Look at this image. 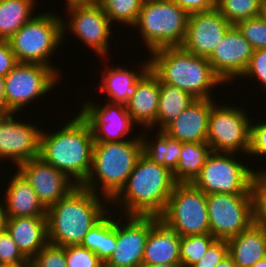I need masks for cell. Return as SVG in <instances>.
<instances>
[{
  "mask_svg": "<svg viewBox=\"0 0 266 267\" xmlns=\"http://www.w3.org/2000/svg\"><path fill=\"white\" fill-rule=\"evenodd\" d=\"M9 181L5 203L8 218L46 217L47 209L18 170Z\"/></svg>",
  "mask_w": 266,
  "mask_h": 267,
  "instance_id": "25",
  "label": "cell"
},
{
  "mask_svg": "<svg viewBox=\"0 0 266 267\" xmlns=\"http://www.w3.org/2000/svg\"><path fill=\"white\" fill-rule=\"evenodd\" d=\"M249 77L250 79L255 77L257 81H260L261 86L266 88V48H261L253 51L249 64L241 75V78Z\"/></svg>",
  "mask_w": 266,
  "mask_h": 267,
  "instance_id": "41",
  "label": "cell"
},
{
  "mask_svg": "<svg viewBox=\"0 0 266 267\" xmlns=\"http://www.w3.org/2000/svg\"><path fill=\"white\" fill-rule=\"evenodd\" d=\"M117 242V221L103 235L100 250L96 253L98 258L105 263L116 249Z\"/></svg>",
  "mask_w": 266,
  "mask_h": 267,
  "instance_id": "43",
  "label": "cell"
},
{
  "mask_svg": "<svg viewBox=\"0 0 266 267\" xmlns=\"http://www.w3.org/2000/svg\"><path fill=\"white\" fill-rule=\"evenodd\" d=\"M255 222L266 224V169L252 171L251 186Z\"/></svg>",
  "mask_w": 266,
  "mask_h": 267,
  "instance_id": "35",
  "label": "cell"
},
{
  "mask_svg": "<svg viewBox=\"0 0 266 267\" xmlns=\"http://www.w3.org/2000/svg\"><path fill=\"white\" fill-rule=\"evenodd\" d=\"M206 197L192 183H177L159 219L180 237L210 233Z\"/></svg>",
  "mask_w": 266,
  "mask_h": 267,
  "instance_id": "8",
  "label": "cell"
},
{
  "mask_svg": "<svg viewBox=\"0 0 266 267\" xmlns=\"http://www.w3.org/2000/svg\"><path fill=\"white\" fill-rule=\"evenodd\" d=\"M145 267H184L182 263H173V264H156L152 266Z\"/></svg>",
  "mask_w": 266,
  "mask_h": 267,
  "instance_id": "50",
  "label": "cell"
},
{
  "mask_svg": "<svg viewBox=\"0 0 266 267\" xmlns=\"http://www.w3.org/2000/svg\"><path fill=\"white\" fill-rule=\"evenodd\" d=\"M173 263H181L180 236L159 219L149 231L142 267Z\"/></svg>",
  "mask_w": 266,
  "mask_h": 267,
  "instance_id": "22",
  "label": "cell"
},
{
  "mask_svg": "<svg viewBox=\"0 0 266 267\" xmlns=\"http://www.w3.org/2000/svg\"><path fill=\"white\" fill-rule=\"evenodd\" d=\"M60 75L50 66L18 62L5 76L7 109L13 113L18 112L28 106L29 102H33V99L46 95L60 80Z\"/></svg>",
  "mask_w": 266,
  "mask_h": 267,
  "instance_id": "11",
  "label": "cell"
},
{
  "mask_svg": "<svg viewBox=\"0 0 266 267\" xmlns=\"http://www.w3.org/2000/svg\"><path fill=\"white\" fill-rule=\"evenodd\" d=\"M176 184L170 169L142 154L125 186L110 203L121 204L124 216H159Z\"/></svg>",
  "mask_w": 266,
  "mask_h": 267,
  "instance_id": "3",
  "label": "cell"
},
{
  "mask_svg": "<svg viewBox=\"0 0 266 267\" xmlns=\"http://www.w3.org/2000/svg\"><path fill=\"white\" fill-rule=\"evenodd\" d=\"M207 143H183L178 165L173 171L177 183H192L211 153Z\"/></svg>",
  "mask_w": 266,
  "mask_h": 267,
  "instance_id": "30",
  "label": "cell"
},
{
  "mask_svg": "<svg viewBox=\"0 0 266 267\" xmlns=\"http://www.w3.org/2000/svg\"><path fill=\"white\" fill-rule=\"evenodd\" d=\"M102 197L78 185L49 207L46 214L48 243L61 247L81 245L86 233L109 213L101 200L110 201Z\"/></svg>",
  "mask_w": 266,
  "mask_h": 267,
  "instance_id": "1",
  "label": "cell"
},
{
  "mask_svg": "<svg viewBox=\"0 0 266 267\" xmlns=\"http://www.w3.org/2000/svg\"><path fill=\"white\" fill-rule=\"evenodd\" d=\"M228 254V241L215 239L208 247L204 256L191 267H216Z\"/></svg>",
  "mask_w": 266,
  "mask_h": 267,
  "instance_id": "40",
  "label": "cell"
},
{
  "mask_svg": "<svg viewBox=\"0 0 266 267\" xmlns=\"http://www.w3.org/2000/svg\"><path fill=\"white\" fill-rule=\"evenodd\" d=\"M236 26L253 50L266 48V17L264 14L239 21Z\"/></svg>",
  "mask_w": 266,
  "mask_h": 267,
  "instance_id": "34",
  "label": "cell"
},
{
  "mask_svg": "<svg viewBox=\"0 0 266 267\" xmlns=\"http://www.w3.org/2000/svg\"><path fill=\"white\" fill-rule=\"evenodd\" d=\"M106 214L84 236L81 246L91 250L95 254L100 250L103 235L114 225V219ZM108 215V216H107Z\"/></svg>",
  "mask_w": 266,
  "mask_h": 267,
  "instance_id": "39",
  "label": "cell"
},
{
  "mask_svg": "<svg viewBox=\"0 0 266 267\" xmlns=\"http://www.w3.org/2000/svg\"><path fill=\"white\" fill-rule=\"evenodd\" d=\"M4 115V113L0 110V118Z\"/></svg>",
  "mask_w": 266,
  "mask_h": 267,
  "instance_id": "56",
  "label": "cell"
},
{
  "mask_svg": "<svg viewBox=\"0 0 266 267\" xmlns=\"http://www.w3.org/2000/svg\"><path fill=\"white\" fill-rule=\"evenodd\" d=\"M17 169L30 183L46 209L66 197L78 186L66 174L40 157L21 163Z\"/></svg>",
  "mask_w": 266,
  "mask_h": 267,
  "instance_id": "16",
  "label": "cell"
},
{
  "mask_svg": "<svg viewBox=\"0 0 266 267\" xmlns=\"http://www.w3.org/2000/svg\"><path fill=\"white\" fill-rule=\"evenodd\" d=\"M17 63L8 41L0 40V75L5 77Z\"/></svg>",
  "mask_w": 266,
  "mask_h": 267,
  "instance_id": "44",
  "label": "cell"
},
{
  "mask_svg": "<svg viewBox=\"0 0 266 267\" xmlns=\"http://www.w3.org/2000/svg\"><path fill=\"white\" fill-rule=\"evenodd\" d=\"M213 99H195L164 130L183 143H207L208 120Z\"/></svg>",
  "mask_w": 266,
  "mask_h": 267,
  "instance_id": "20",
  "label": "cell"
},
{
  "mask_svg": "<svg viewBox=\"0 0 266 267\" xmlns=\"http://www.w3.org/2000/svg\"><path fill=\"white\" fill-rule=\"evenodd\" d=\"M142 154L141 135L120 142L94 143L91 170L81 186L97 194V183H101L103 197L112 200L125 186Z\"/></svg>",
  "mask_w": 266,
  "mask_h": 267,
  "instance_id": "5",
  "label": "cell"
},
{
  "mask_svg": "<svg viewBox=\"0 0 266 267\" xmlns=\"http://www.w3.org/2000/svg\"><path fill=\"white\" fill-rule=\"evenodd\" d=\"M251 44L244 38L236 25H231L224 39L214 47L208 58L213 72L222 80L229 83L241 77L246 70L253 54Z\"/></svg>",
  "mask_w": 266,
  "mask_h": 267,
  "instance_id": "17",
  "label": "cell"
},
{
  "mask_svg": "<svg viewBox=\"0 0 266 267\" xmlns=\"http://www.w3.org/2000/svg\"><path fill=\"white\" fill-rule=\"evenodd\" d=\"M195 98L177 86L160 82V99L156 123L158 131H164Z\"/></svg>",
  "mask_w": 266,
  "mask_h": 267,
  "instance_id": "27",
  "label": "cell"
},
{
  "mask_svg": "<svg viewBox=\"0 0 266 267\" xmlns=\"http://www.w3.org/2000/svg\"><path fill=\"white\" fill-rule=\"evenodd\" d=\"M4 203L1 204L0 202V231L6 229L7 221H8V215L6 211V207H4Z\"/></svg>",
  "mask_w": 266,
  "mask_h": 267,
  "instance_id": "48",
  "label": "cell"
},
{
  "mask_svg": "<svg viewBox=\"0 0 266 267\" xmlns=\"http://www.w3.org/2000/svg\"><path fill=\"white\" fill-rule=\"evenodd\" d=\"M66 263L67 267H104L97 254L81 245L66 247Z\"/></svg>",
  "mask_w": 266,
  "mask_h": 267,
  "instance_id": "38",
  "label": "cell"
},
{
  "mask_svg": "<svg viewBox=\"0 0 266 267\" xmlns=\"http://www.w3.org/2000/svg\"><path fill=\"white\" fill-rule=\"evenodd\" d=\"M189 15L217 7V0H173Z\"/></svg>",
  "mask_w": 266,
  "mask_h": 267,
  "instance_id": "45",
  "label": "cell"
},
{
  "mask_svg": "<svg viewBox=\"0 0 266 267\" xmlns=\"http://www.w3.org/2000/svg\"><path fill=\"white\" fill-rule=\"evenodd\" d=\"M0 267H18V266L0 265Z\"/></svg>",
  "mask_w": 266,
  "mask_h": 267,
  "instance_id": "54",
  "label": "cell"
},
{
  "mask_svg": "<svg viewBox=\"0 0 266 267\" xmlns=\"http://www.w3.org/2000/svg\"><path fill=\"white\" fill-rule=\"evenodd\" d=\"M6 230L29 261L48 243L46 217L8 218Z\"/></svg>",
  "mask_w": 266,
  "mask_h": 267,
  "instance_id": "23",
  "label": "cell"
},
{
  "mask_svg": "<svg viewBox=\"0 0 266 267\" xmlns=\"http://www.w3.org/2000/svg\"><path fill=\"white\" fill-rule=\"evenodd\" d=\"M157 133L156 140L149 141L150 143L145 133L141 134L143 154L151 161L161 164L173 172L178 165L183 142L170 137L164 131Z\"/></svg>",
  "mask_w": 266,
  "mask_h": 267,
  "instance_id": "28",
  "label": "cell"
},
{
  "mask_svg": "<svg viewBox=\"0 0 266 267\" xmlns=\"http://www.w3.org/2000/svg\"><path fill=\"white\" fill-rule=\"evenodd\" d=\"M101 0H66V9L73 6L94 5L100 3Z\"/></svg>",
  "mask_w": 266,
  "mask_h": 267,
  "instance_id": "47",
  "label": "cell"
},
{
  "mask_svg": "<svg viewBox=\"0 0 266 267\" xmlns=\"http://www.w3.org/2000/svg\"><path fill=\"white\" fill-rule=\"evenodd\" d=\"M28 262L8 231H0V265L23 266Z\"/></svg>",
  "mask_w": 266,
  "mask_h": 267,
  "instance_id": "37",
  "label": "cell"
},
{
  "mask_svg": "<svg viewBox=\"0 0 266 267\" xmlns=\"http://www.w3.org/2000/svg\"><path fill=\"white\" fill-rule=\"evenodd\" d=\"M69 24L63 21V38L67 26L68 29L78 36V39L84 42L87 46L92 48L103 59H107L106 54L109 52V38L111 28L107 15L104 12L100 3L94 5L73 6L67 8ZM66 23V24H65ZM108 51V52H107Z\"/></svg>",
  "mask_w": 266,
  "mask_h": 267,
  "instance_id": "14",
  "label": "cell"
},
{
  "mask_svg": "<svg viewBox=\"0 0 266 267\" xmlns=\"http://www.w3.org/2000/svg\"><path fill=\"white\" fill-rule=\"evenodd\" d=\"M30 262L35 267H67L66 247L47 243Z\"/></svg>",
  "mask_w": 266,
  "mask_h": 267,
  "instance_id": "36",
  "label": "cell"
},
{
  "mask_svg": "<svg viewBox=\"0 0 266 267\" xmlns=\"http://www.w3.org/2000/svg\"><path fill=\"white\" fill-rule=\"evenodd\" d=\"M189 14L173 0H145L133 25L150 52L181 46L188 26Z\"/></svg>",
  "mask_w": 266,
  "mask_h": 267,
  "instance_id": "6",
  "label": "cell"
},
{
  "mask_svg": "<svg viewBox=\"0 0 266 267\" xmlns=\"http://www.w3.org/2000/svg\"><path fill=\"white\" fill-rule=\"evenodd\" d=\"M227 241L234 263L238 267H251L266 257V224L254 222Z\"/></svg>",
  "mask_w": 266,
  "mask_h": 267,
  "instance_id": "24",
  "label": "cell"
},
{
  "mask_svg": "<svg viewBox=\"0 0 266 267\" xmlns=\"http://www.w3.org/2000/svg\"><path fill=\"white\" fill-rule=\"evenodd\" d=\"M145 0H101L100 4L104 9L109 21L120 22L121 25L135 24L141 7Z\"/></svg>",
  "mask_w": 266,
  "mask_h": 267,
  "instance_id": "32",
  "label": "cell"
},
{
  "mask_svg": "<svg viewBox=\"0 0 266 267\" xmlns=\"http://www.w3.org/2000/svg\"><path fill=\"white\" fill-rule=\"evenodd\" d=\"M216 267H238L230 254L223 258V260L217 264Z\"/></svg>",
  "mask_w": 266,
  "mask_h": 267,
  "instance_id": "49",
  "label": "cell"
},
{
  "mask_svg": "<svg viewBox=\"0 0 266 267\" xmlns=\"http://www.w3.org/2000/svg\"><path fill=\"white\" fill-rule=\"evenodd\" d=\"M126 217L128 221L123 225L120 224V219H117L116 249L104 263V267H142L148 234L159 216Z\"/></svg>",
  "mask_w": 266,
  "mask_h": 267,
  "instance_id": "13",
  "label": "cell"
},
{
  "mask_svg": "<svg viewBox=\"0 0 266 267\" xmlns=\"http://www.w3.org/2000/svg\"><path fill=\"white\" fill-rule=\"evenodd\" d=\"M216 238L210 233L180 237V259L184 267H191L206 253Z\"/></svg>",
  "mask_w": 266,
  "mask_h": 267,
  "instance_id": "33",
  "label": "cell"
},
{
  "mask_svg": "<svg viewBox=\"0 0 266 267\" xmlns=\"http://www.w3.org/2000/svg\"><path fill=\"white\" fill-rule=\"evenodd\" d=\"M263 14L266 17V8H264Z\"/></svg>",
  "mask_w": 266,
  "mask_h": 267,
  "instance_id": "55",
  "label": "cell"
},
{
  "mask_svg": "<svg viewBox=\"0 0 266 267\" xmlns=\"http://www.w3.org/2000/svg\"><path fill=\"white\" fill-rule=\"evenodd\" d=\"M4 84H5V77L0 75V110L4 114H8L11 112L7 109L6 98L4 93Z\"/></svg>",
  "mask_w": 266,
  "mask_h": 267,
  "instance_id": "46",
  "label": "cell"
},
{
  "mask_svg": "<svg viewBox=\"0 0 266 267\" xmlns=\"http://www.w3.org/2000/svg\"><path fill=\"white\" fill-rule=\"evenodd\" d=\"M79 114L89 123L94 143L124 141V136L136 125L124 104L108 102L103 107H97L94 103L86 102Z\"/></svg>",
  "mask_w": 266,
  "mask_h": 267,
  "instance_id": "18",
  "label": "cell"
},
{
  "mask_svg": "<svg viewBox=\"0 0 266 267\" xmlns=\"http://www.w3.org/2000/svg\"><path fill=\"white\" fill-rule=\"evenodd\" d=\"M230 26L217 8L190 14L181 47L192 54L209 58Z\"/></svg>",
  "mask_w": 266,
  "mask_h": 267,
  "instance_id": "19",
  "label": "cell"
},
{
  "mask_svg": "<svg viewBox=\"0 0 266 267\" xmlns=\"http://www.w3.org/2000/svg\"><path fill=\"white\" fill-rule=\"evenodd\" d=\"M216 8L231 25L259 16L264 11L259 0H217Z\"/></svg>",
  "mask_w": 266,
  "mask_h": 267,
  "instance_id": "31",
  "label": "cell"
},
{
  "mask_svg": "<svg viewBox=\"0 0 266 267\" xmlns=\"http://www.w3.org/2000/svg\"><path fill=\"white\" fill-rule=\"evenodd\" d=\"M18 267H35V266L29 261L27 264Z\"/></svg>",
  "mask_w": 266,
  "mask_h": 267,
  "instance_id": "53",
  "label": "cell"
},
{
  "mask_svg": "<svg viewBox=\"0 0 266 267\" xmlns=\"http://www.w3.org/2000/svg\"><path fill=\"white\" fill-rule=\"evenodd\" d=\"M13 114H4L0 118V162L10 158L15 166L40 155L39 127L32 123H23L15 120Z\"/></svg>",
  "mask_w": 266,
  "mask_h": 267,
  "instance_id": "15",
  "label": "cell"
},
{
  "mask_svg": "<svg viewBox=\"0 0 266 267\" xmlns=\"http://www.w3.org/2000/svg\"><path fill=\"white\" fill-rule=\"evenodd\" d=\"M34 4V0H0V40L8 41L34 17Z\"/></svg>",
  "mask_w": 266,
  "mask_h": 267,
  "instance_id": "29",
  "label": "cell"
},
{
  "mask_svg": "<svg viewBox=\"0 0 266 267\" xmlns=\"http://www.w3.org/2000/svg\"><path fill=\"white\" fill-rule=\"evenodd\" d=\"M52 13L34 16L24 24L8 43L18 62L38 63L52 67L48 60L63 40V18Z\"/></svg>",
  "mask_w": 266,
  "mask_h": 267,
  "instance_id": "7",
  "label": "cell"
},
{
  "mask_svg": "<svg viewBox=\"0 0 266 267\" xmlns=\"http://www.w3.org/2000/svg\"><path fill=\"white\" fill-rule=\"evenodd\" d=\"M259 3L263 8H266V0H259Z\"/></svg>",
  "mask_w": 266,
  "mask_h": 267,
  "instance_id": "52",
  "label": "cell"
},
{
  "mask_svg": "<svg viewBox=\"0 0 266 267\" xmlns=\"http://www.w3.org/2000/svg\"><path fill=\"white\" fill-rule=\"evenodd\" d=\"M148 69L149 59L144 62L141 71H138L139 73L118 65L116 68H107L108 71L103 70L104 73L102 72V84L99 89L101 92H106L107 96L110 97L111 100L107 102L125 105L136 82Z\"/></svg>",
  "mask_w": 266,
  "mask_h": 267,
  "instance_id": "26",
  "label": "cell"
},
{
  "mask_svg": "<svg viewBox=\"0 0 266 267\" xmlns=\"http://www.w3.org/2000/svg\"><path fill=\"white\" fill-rule=\"evenodd\" d=\"M206 204L209 231L216 239L228 240L255 222L253 194L211 193Z\"/></svg>",
  "mask_w": 266,
  "mask_h": 267,
  "instance_id": "10",
  "label": "cell"
},
{
  "mask_svg": "<svg viewBox=\"0 0 266 267\" xmlns=\"http://www.w3.org/2000/svg\"><path fill=\"white\" fill-rule=\"evenodd\" d=\"M251 267H266V257L259 260L258 262H256L253 266Z\"/></svg>",
  "mask_w": 266,
  "mask_h": 267,
  "instance_id": "51",
  "label": "cell"
},
{
  "mask_svg": "<svg viewBox=\"0 0 266 267\" xmlns=\"http://www.w3.org/2000/svg\"><path fill=\"white\" fill-rule=\"evenodd\" d=\"M250 156H266V121L265 123L250 124Z\"/></svg>",
  "mask_w": 266,
  "mask_h": 267,
  "instance_id": "42",
  "label": "cell"
},
{
  "mask_svg": "<svg viewBox=\"0 0 266 267\" xmlns=\"http://www.w3.org/2000/svg\"><path fill=\"white\" fill-rule=\"evenodd\" d=\"M149 53H152L149 68L159 81L177 86L195 99H213L212 88L223 83L213 72L208 58L181 46L163 47Z\"/></svg>",
  "mask_w": 266,
  "mask_h": 267,
  "instance_id": "4",
  "label": "cell"
},
{
  "mask_svg": "<svg viewBox=\"0 0 266 267\" xmlns=\"http://www.w3.org/2000/svg\"><path fill=\"white\" fill-rule=\"evenodd\" d=\"M160 99V81L150 68L136 82L126 109L134 123L154 128Z\"/></svg>",
  "mask_w": 266,
  "mask_h": 267,
  "instance_id": "21",
  "label": "cell"
},
{
  "mask_svg": "<svg viewBox=\"0 0 266 267\" xmlns=\"http://www.w3.org/2000/svg\"><path fill=\"white\" fill-rule=\"evenodd\" d=\"M234 153L211 152L192 184L211 193L252 194V167L234 159Z\"/></svg>",
  "mask_w": 266,
  "mask_h": 267,
  "instance_id": "9",
  "label": "cell"
},
{
  "mask_svg": "<svg viewBox=\"0 0 266 267\" xmlns=\"http://www.w3.org/2000/svg\"><path fill=\"white\" fill-rule=\"evenodd\" d=\"M40 135V155L46 163L82 185L92 166L94 139L89 123L78 114L54 133Z\"/></svg>",
  "mask_w": 266,
  "mask_h": 267,
  "instance_id": "2",
  "label": "cell"
},
{
  "mask_svg": "<svg viewBox=\"0 0 266 267\" xmlns=\"http://www.w3.org/2000/svg\"><path fill=\"white\" fill-rule=\"evenodd\" d=\"M213 103L208 120L207 144L213 152L248 155L250 148L249 116L245 110Z\"/></svg>",
  "mask_w": 266,
  "mask_h": 267,
  "instance_id": "12",
  "label": "cell"
}]
</instances>
